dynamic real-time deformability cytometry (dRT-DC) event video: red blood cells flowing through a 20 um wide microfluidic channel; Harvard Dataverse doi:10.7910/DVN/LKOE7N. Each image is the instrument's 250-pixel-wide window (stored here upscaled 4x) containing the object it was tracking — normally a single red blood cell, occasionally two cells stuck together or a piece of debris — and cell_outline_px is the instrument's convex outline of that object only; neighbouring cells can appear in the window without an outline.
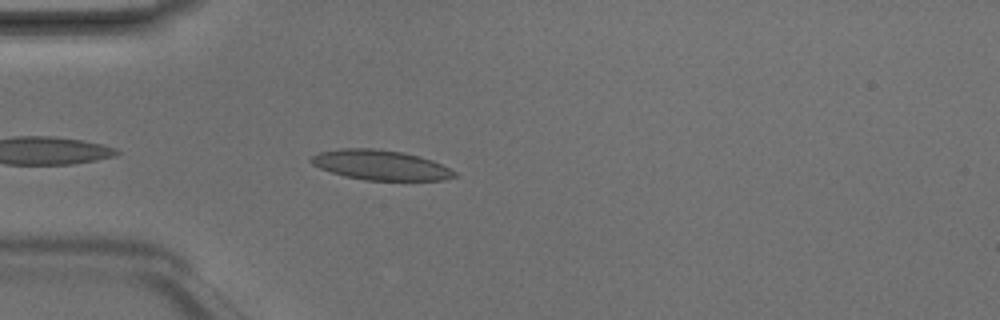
{"species": "Egyptian fruit bat (a non-hibernating species)", "species_latin": "Rousettus aegyptiacus", "temperature_condition": "room temperature", "stored_images_in_passage": 4, "camera_frame_rate_fps": 3000, "um_per_image_px": 0.085, "animal": {"sex": "male"}, "frame": {"image": 1, "passage_image": 4, "time_ms": 1.0, "image_size_px": [1000, 320], "cell_outline_px": [[456, 176], [444, 180], [364, 180], [344, 176], [320, 168], [312, 164], [308, 160], [312, 156], [320, 152], [340, 148], [372, 148], [404, 152], [420, 156], [432, 160], [456, 172]], "centroid_in_image_um": [32.32, 14.02], "position_along_channel_um": 52.7, "area_um2": 24.97}}